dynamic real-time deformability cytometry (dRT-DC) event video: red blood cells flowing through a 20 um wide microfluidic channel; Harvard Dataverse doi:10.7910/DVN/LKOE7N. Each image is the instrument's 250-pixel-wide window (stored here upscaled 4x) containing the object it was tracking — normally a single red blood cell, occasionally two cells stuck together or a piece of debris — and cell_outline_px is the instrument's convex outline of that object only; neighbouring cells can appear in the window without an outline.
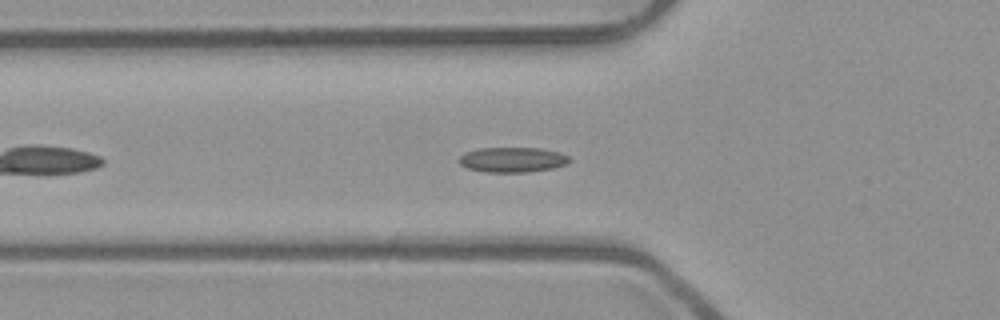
{"species": "common noctule bat (a hibernating species)", "species_latin": "Nyctalus noctula", "temperature_condition": "room temperature", "stored_images_in_passage": 35, "camera_frame_rate_fps": 3000, "um_per_image_px": 0.085, "animal": {"sex": "male", "body_mass_g": 23.1, "forearm_length_mm": 52.7}, "frame": {"image": 1, "passage_image": 7, "time_ms": 2.0, "image_size_px": [1000, 320], "cell_outline_px": [[572, 160], [568, 164], [552, 168], [528, 172], [484, 172], [468, 168], [460, 164], [460, 156], [464, 152], [480, 148], [540, 148], [560, 152], [568, 156]], "centroid_in_image_um": [43.59, 13.57], "position_along_channel_um": 82.2, "area_um2": 16.18}}
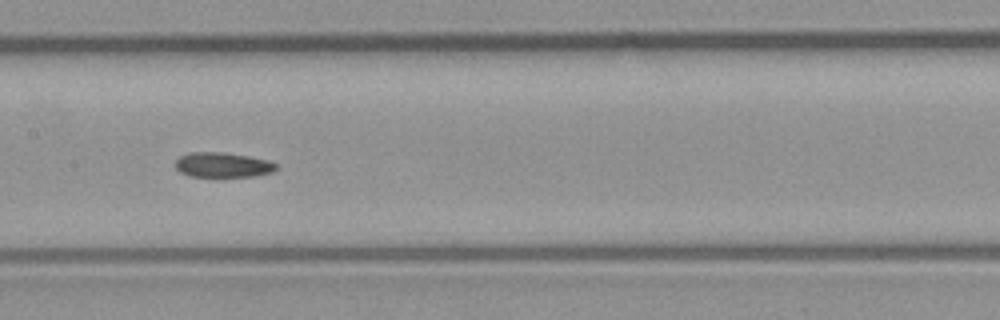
{"frame": {"image": 2, "passage_image": 15, "time_ms": 4.667, "image_size_px": [1000, 320], "cell_outline_px": [[276, 168], [272, 172], [252, 176], [188, 176], [180, 172], [176, 168], [176, 160], [180, 156], [192, 152], [224, 152], [248, 156], [268, 160], [276, 164]], "centroid_in_image_um": [18.91, 14.01], "position_along_channel_um": 188.5, "area_um2": 14.45}}
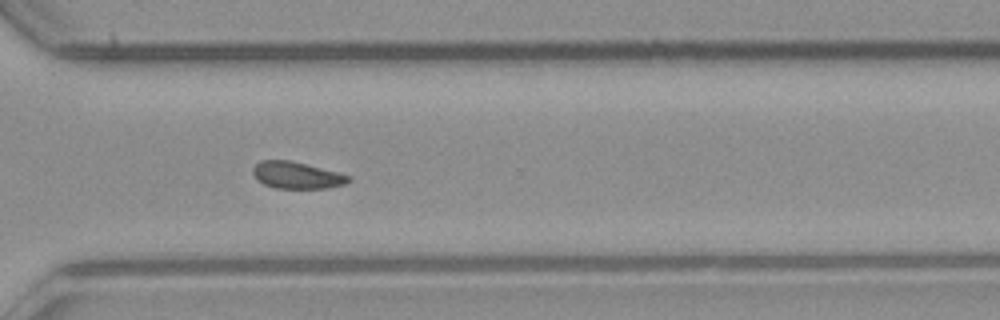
{"frame": {"image": 3, "passage_image": 27, "time_ms": 8.667, "image_size_px": [1000, 320], "cell_outline_px": [[352, 180], [344, 184], [328, 188], [276, 188], [264, 184], [252, 172], [252, 168], [260, 160], [288, 160], [352, 176]], "centroid_in_image_um": [25.24, 14.9], "position_along_channel_um": 345.4, "area_um2": 14.68}, "authors_computed_cell_mechanics": {"area_um2": 15.3748, "velocity_mm_per_s": 3.9333, "shape_relaxation_time_tau1_ms": null, "shape_relaxation_time_tau2_ms": 9.1124, "deformation_change_tau1": null, "deformation_change_tau2": 0.115}}